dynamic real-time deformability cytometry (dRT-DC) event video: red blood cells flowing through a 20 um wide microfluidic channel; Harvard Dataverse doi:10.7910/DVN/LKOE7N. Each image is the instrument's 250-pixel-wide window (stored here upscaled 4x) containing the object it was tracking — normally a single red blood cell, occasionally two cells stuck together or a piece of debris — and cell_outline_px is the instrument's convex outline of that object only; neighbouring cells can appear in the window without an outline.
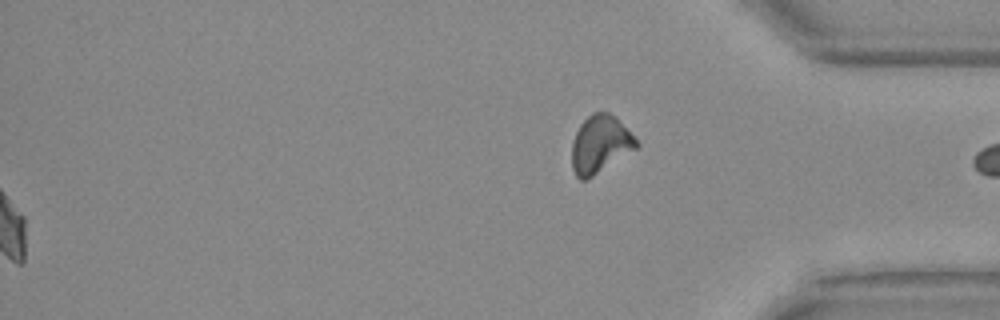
{"species": "Egyptian fruit bat (a non-hibernating species)", "species_latin": "Rousettus aegyptiacus", "temperature_condition": "warm", "stored_images_in_passage": 56, "segment_of_instrument_passage": [2, 2], "camera_frame_rate_fps": 3000, "um_per_image_px": 0.085, "animal": {"sex": "female"}, "frame": {"image": 1, "passage_image": 56, "time_ms": 18.333, "image_size_px": [1000, 320], "cell_outline_px": [[640, 144], [636, 148], [592, 176], [584, 180], [580, 180], [576, 176], [572, 168], [572, 140], [580, 124], [592, 112], [608, 112], [616, 116]], "centroid_in_image_um": [50.99, 12.24], "position_along_channel_um": 384.2, "area_um2": 21.39}}